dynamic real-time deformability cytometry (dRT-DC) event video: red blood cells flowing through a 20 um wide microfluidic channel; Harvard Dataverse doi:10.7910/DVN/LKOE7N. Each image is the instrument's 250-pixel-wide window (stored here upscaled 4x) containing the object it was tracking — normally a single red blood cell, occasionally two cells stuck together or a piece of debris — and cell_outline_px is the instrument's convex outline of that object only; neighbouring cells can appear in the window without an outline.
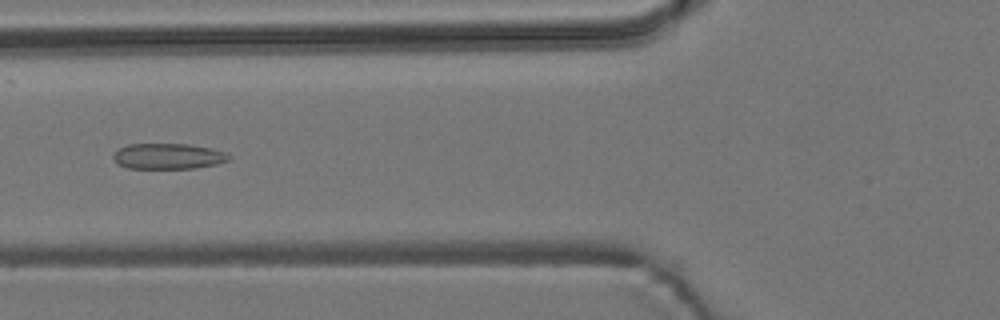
{"species": "common noctule bat (a hibernating species)", "species_latin": "Nyctalus noctula", "temperature_condition": "room temperature", "stored_images_in_passage": 6, "camera_frame_rate_fps": 3000, "um_per_image_px": 0.085, "animal": {"sex": "male", "body_mass_g": 19.2, "forearm_length_mm": 51.8}, "frame": {"image": 1, "passage_image": 6, "time_ms": 5.667, "image_size_px": [1000, 320], "cell_outline_px": [[232, 156], [228, 160], [216, 164], [196, 168], [128, 168], [116, 164], [112, 156], [120, 148], [128, 144], [188, 144], [212, 148], [228, 152]], "centroid_in_image_um": [14.32, 13.28], "position_along_channel_um": 111.5, "area_um2": 17.4}}